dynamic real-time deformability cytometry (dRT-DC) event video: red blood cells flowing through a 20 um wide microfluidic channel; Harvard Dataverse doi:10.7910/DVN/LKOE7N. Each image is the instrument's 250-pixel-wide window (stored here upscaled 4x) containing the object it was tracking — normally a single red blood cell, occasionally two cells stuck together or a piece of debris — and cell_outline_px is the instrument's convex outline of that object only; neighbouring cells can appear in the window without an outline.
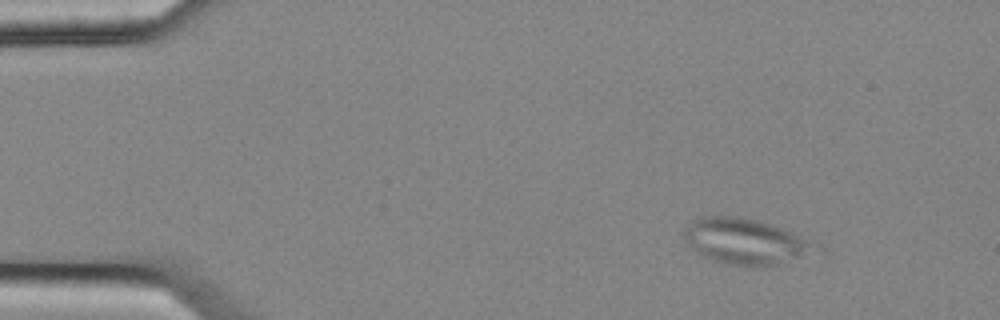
{"species": "common noctule bat (a hibernating species)", "species_latin": "Nyctalus noctula", "temperature_condition": "cold", "stored_images_in_passage": 6, "camera_frame_rate_fps": 3000, "um_per_image_px": 0.085, "animal": {"sex": "female", "body_mass_g": 25.1}, "frame": {"image": 1, "passage_image": 2, "time_ms": 0.333, "image_size_px": [1000, 320], "cell_outline_px": [[816, 244], [804, 256], [776, 264], [760, 268], [752, 268], [728, 264], [704, 256], [692, 248], [688, 244], [684, 236], [684, 228], [692, 220], [700, 216], [736, 216], [756, 220], [792, 232], [812, 240]], "centroid_in_image_um": [63.29, 20.52], "position_along_channel_um": 21.7, "area_um2": 34.51}}